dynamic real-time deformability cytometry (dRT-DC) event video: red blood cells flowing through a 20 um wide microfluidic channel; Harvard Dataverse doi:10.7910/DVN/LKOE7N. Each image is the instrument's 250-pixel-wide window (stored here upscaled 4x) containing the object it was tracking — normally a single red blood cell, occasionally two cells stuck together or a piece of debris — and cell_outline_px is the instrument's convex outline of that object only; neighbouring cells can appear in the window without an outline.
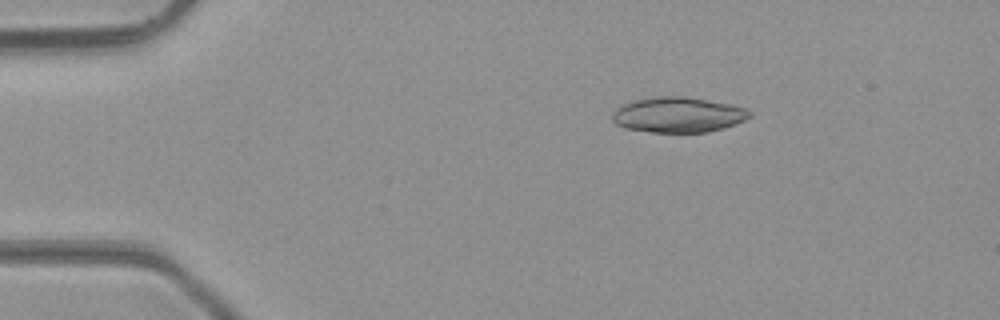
{"species": "common noctule bat (a hibernating species)", "species_latin": "Nyctalus noctula", "temperature_condition": "room temperature", "stored_images_in_passage": 40, "camera_frame_rate_fps": 3000, "um_per_image_px": 0.085, "animal": {"sex": "male", "body_mass_g": 23.1, "forearm_length_mm": 52.7}, "frame": {"image": 1, "passage_image": 1, "time_ms": 0.0, "image_size_px": [1000, 320], "cell_outline_px": [[752, 116], [744, 120], [708, 132], [652, 132], [624, 128], [616, 124], [612, 120], [612, 112], [620, 104], [632, 100], [656, 96], [684, 96], [732, 104], [748, 108], [752, 112]], "centroid_in_image_um": [57.6, 9.74], "position_along_channel_um": 27.4, "area_um2": 28.5}}